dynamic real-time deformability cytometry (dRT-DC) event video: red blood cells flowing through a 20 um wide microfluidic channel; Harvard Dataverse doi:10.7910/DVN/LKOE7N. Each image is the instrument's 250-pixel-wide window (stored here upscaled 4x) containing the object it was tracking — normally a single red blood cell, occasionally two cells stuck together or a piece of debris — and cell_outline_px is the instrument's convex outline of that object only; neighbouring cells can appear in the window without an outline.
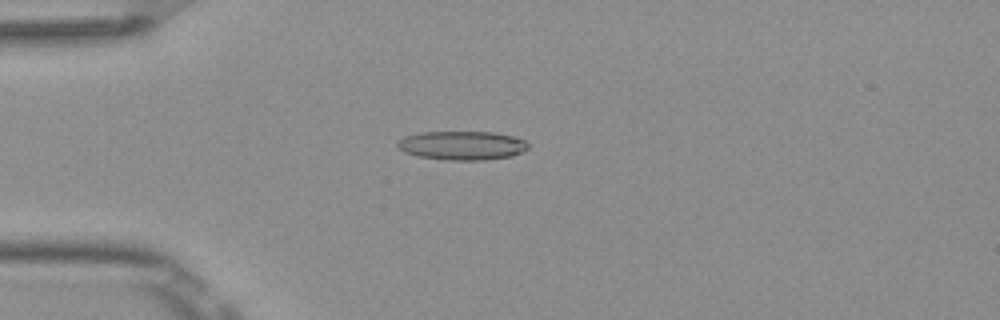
{"species": "Egyptian fruit bat (a non-hibernating species)", "species_latin": "Rousettus aegyptiacus", "temperature_condition": "room temperature", "stored_images_in_passage": 52, "camera_frame_rate_fps": 3000, "um_per_image_px": 0.085, "frame": {"image": 1, "passage_image": 14, "time_ms": 4.333, "image_size_px": [1000, 320], "cell_outline_px": [[528, 148], [512, 156], [484, 160], [448, 160], [420, 156], [404, 152], [396, 144], [396, 140], [404, 136], [424, 132], [492, 132], [512, 136], [524, 140], [528, 144]], "centroid_in_image_um": [39.26, 12.36], "position_along_channel_um": 45.7, "area_um2": 21.85}}
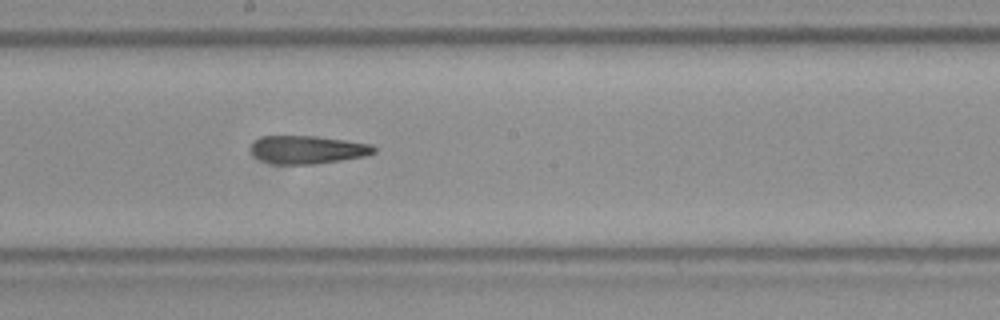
{"frame": {"image": 2, "passage_image": 29, "time_ms": 9.333, "image_size_px": [1000, 320], "cell_outline_px": [[376, 152], [364, 156], [316, 164], [272, 164], [260, 160], [252, 156], [252, 144], [256, 140], [264, 136], [316, 136], [372, 144], [376, 148]], "centroid_in_image_um": [26.14, 12.73], "position_along_channel_um": 222.1, "area_um2": 20.11}}
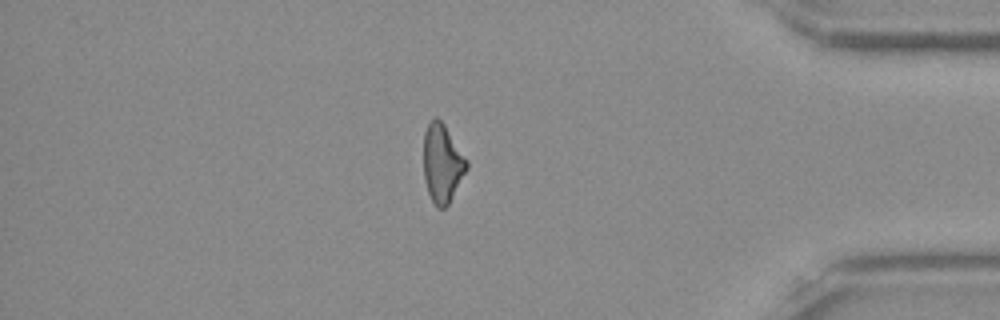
{"frame": {"image": 3, "passage_image": 45, "time_ms": 14.667, "image_size_px": [1000, 320], "cell_outline_px": [[468, 168], [448, 204], [444, 208], [436, 208], [428, 192], [424, 180], [424, 132], [428, 124], [436, 116], [444, 124], [468, 160]], "centroid_in_image_um": [37.59, 13.88], "position_along_channel_um": 397.6, "area_um2": 19.59}}